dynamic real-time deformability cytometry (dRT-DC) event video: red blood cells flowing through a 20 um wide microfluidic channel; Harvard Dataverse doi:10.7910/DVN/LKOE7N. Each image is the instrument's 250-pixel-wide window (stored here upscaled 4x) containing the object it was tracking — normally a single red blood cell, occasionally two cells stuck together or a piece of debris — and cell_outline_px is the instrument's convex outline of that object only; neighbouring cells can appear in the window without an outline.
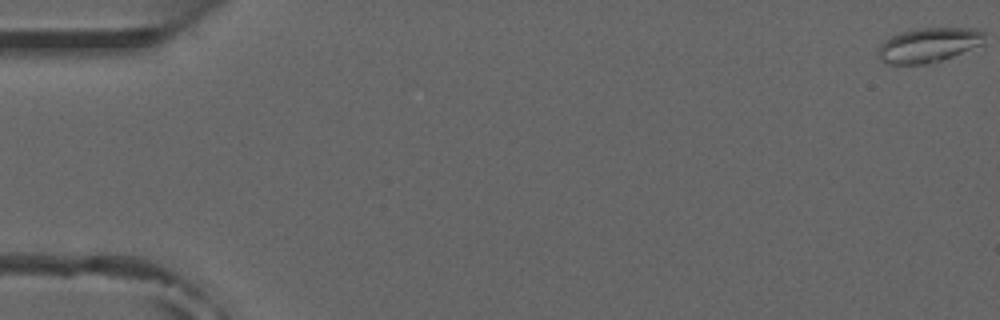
{"species": "common noctule bat (a hibernating species)", "species_latin": "Nyctalus noctula", "temperature_condition": "room temperature", "stored_images_in_passage": 54, "camera_frame_rate_fps": 3000, "um_per_image_px": 0.085, "animal": {"sex": "male", "forearm_length_mm": 52.5}, "frame": {"image": 1, "passage_image": 1, "time_ms": 0.0, "image_size_px": [1000, 320], "cell_outline_px": [[984, 44], [952, 56], [940, 60], [924, 64], [884, 64], [880, 60], [880, 48], [884, 40], [900, 32], [920, 28], [980, 28], [984, 32]], "centroid_in_image_um": [78.97, 3.81], "position_along_channel_um": 6.0, "area_um2": 21.27}}
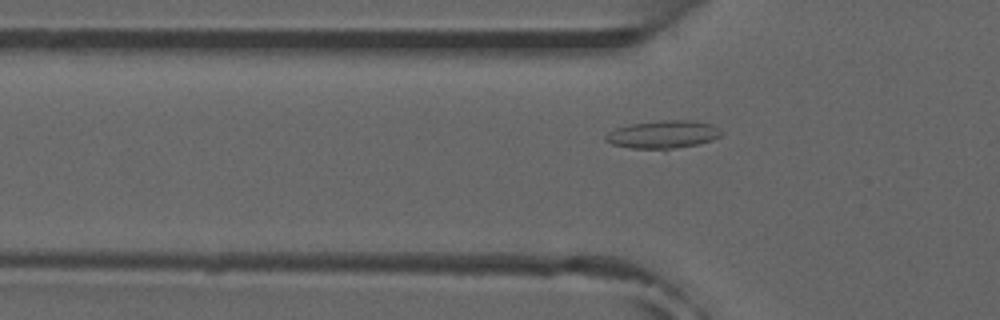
{"frame": {"image": 2, "passage_image": 18, "time_ms": 5.667, "image_size_px": [1000, 320], "cell_outline_px": [[724, 132], [720, 136], [712, 140], [700, 144], [664, 152], [632, 148], [612, 144], [604, 140], [604, 136], [608, 132], [616, 128], [632, 124], [660, 120], [696, 120], [712, 124]], "centroid_in_image_um": [56.39, 11.46], "position_along_channel_um": 69.4, "area_um2": 19.59}}
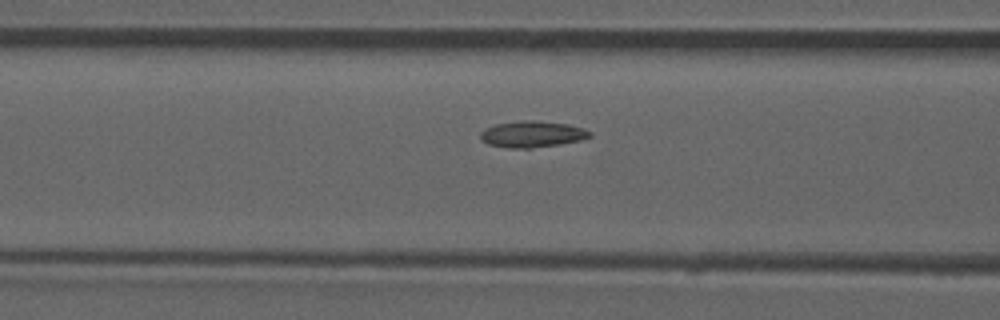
{"frame": {"image": 3, "passage_image": 22, "time_ms": 7.0, "image_size_px": [1000, 320], "cell_outline_px": [[592, 136], [580, 140], [560, 144], [532, 148], [508, 148], [488, 144], [480, 140], [480, 132], [484, 128], [496, 124], [524, 120], [536, 120], [568, 124], [584, 128], [592, 132]], "centroid_in_image_um": [45.23, 11.4], "position_along_channel_um": 121.4, "area_um2": 16.94}, "authors_computed_cell_mechanics": {"area_um2": 16.2707, "velocity_mm_per_s": 3.88, "shape_relaxation_time_tau1_ms": null, "shape_relaxation_time_tau2_ms": 2.9085, "deformation_change_tau1": null, "deformation_change_tau2": 0.0761}}